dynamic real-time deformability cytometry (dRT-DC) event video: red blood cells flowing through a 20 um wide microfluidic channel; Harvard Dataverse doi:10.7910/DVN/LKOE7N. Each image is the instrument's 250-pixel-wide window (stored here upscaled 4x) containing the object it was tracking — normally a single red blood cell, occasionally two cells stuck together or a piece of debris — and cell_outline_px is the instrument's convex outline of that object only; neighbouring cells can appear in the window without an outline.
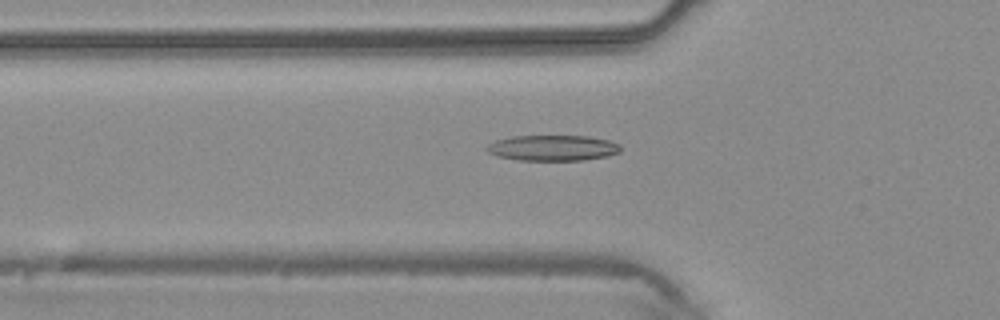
{"species": "common noctule bat (a hibernating species)", "species_latin": "Nyctalus noctula", "temperature_condition": "warm", "stored_images_in_passage": 43, "camera_frame_rate_fps": 3000, "um_per_image_px": 0.085, "animal": {"sex": "male", "body_mass_g": 20.4}, "frame": {"image": 1, "passage_image": 15, "time_ms": 4.667, "image_size_px": [1000, 320], "cell_outline_px": [[620, 152], [608, 156], [584, 160], [520, 160], [496, 156], [488, 152], [488, 144], [496, 140], [512, 136], [588, 136], [608, 140], [620, 144]], "centroid_in_image_um": [47.01, 12.57], "position_along_channel_um": 78.8, "area_um2": 19.94}}
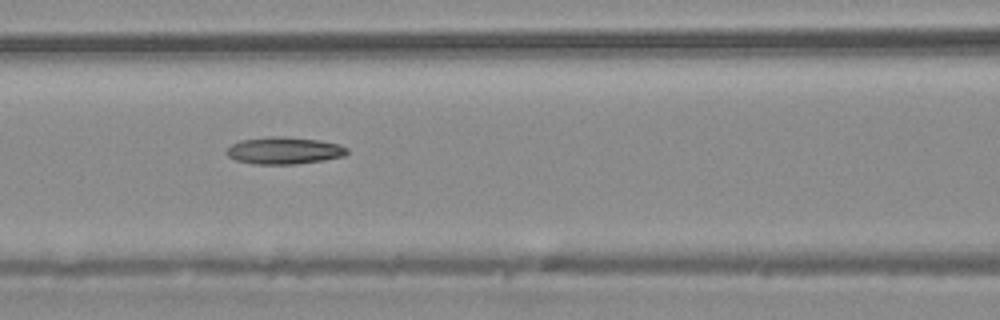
{"frame": {"image": 2, "passage_image": 19, "time_ms": 6.0, "image_size_px": [1000, 320], "cell_outline_px": [[348, 152], [344, 156], [324, 160], [296, 164], [252, 164], [236, 160], [228, 156], [228, 148], [232, 144], [240, 140], [268, 136], [284, 136], [320, 140], [340, 144], [348, 148]], "centroid_in_image_um": [24.18, 12.79], "position_along_channel_um": 142.4, "area_um2": 19.13}}
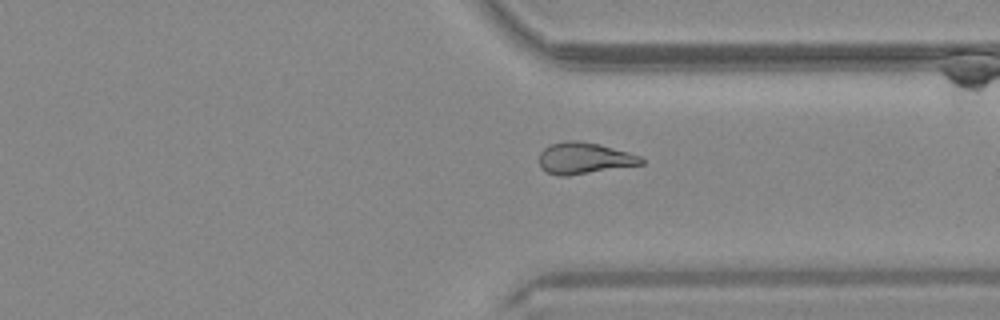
{"frame": {"image": 3, "passage_image": 33, "time_ms": 10.667, "image_size_px": [1000, 320], "cell_outline_px": [[644, 164], [568, 176], [560, 176], [544, 172], [540, 168], [540, 152], [548, 144], [568, 140], [576, 140], [600, 144], [628, 152], [640, 156], [644, 160]], "centroid_in_image_um": [49.63, 13.45], "position_along_channel_um": 361.8, "area_um2": 18.9}}